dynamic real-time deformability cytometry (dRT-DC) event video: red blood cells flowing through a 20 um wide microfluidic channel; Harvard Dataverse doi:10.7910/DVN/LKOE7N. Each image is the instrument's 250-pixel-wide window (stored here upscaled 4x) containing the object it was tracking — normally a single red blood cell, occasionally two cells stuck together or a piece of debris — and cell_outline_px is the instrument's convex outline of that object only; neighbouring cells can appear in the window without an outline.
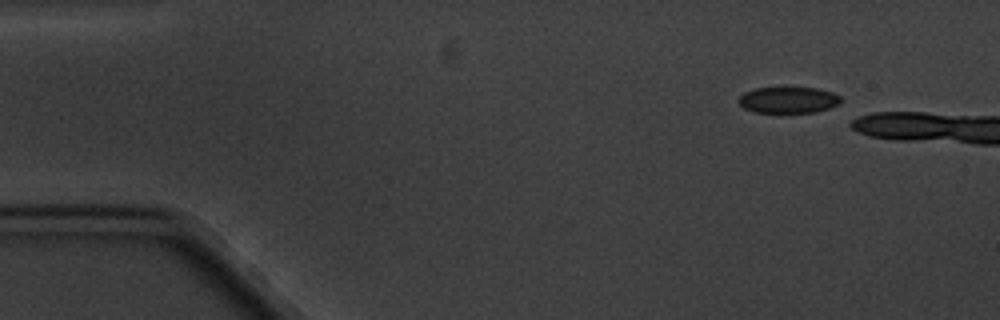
{"species": "common noctule bat (a hibernating species)", "species_latin": "Nyctalus noctula", "temperature_condition": "cold", "stored_images_in_passage": 4, "camera_frame_rate_fps": 3000, "um_per_image_px": 0.085, "animal": {"sex": "male", "body_mass_g": 20.1, "forearm_length_mm": 53.5}, "frame": {"image": 1, "passage_image": 1, "time_ms": 0.0, "image_size_px": [1000, 320], "cell_outline_px": [[840, 104], [816, 112], [756, 112], [744, 108], [736, 100], [744, 92], [756, 88], [784, 84], [816, 88], [832, 92], [840, 96]], "centroid_in_image_um": [66.98, 8.44], "position_along_channel_um": 18.0, "area_um2": 16.36}}